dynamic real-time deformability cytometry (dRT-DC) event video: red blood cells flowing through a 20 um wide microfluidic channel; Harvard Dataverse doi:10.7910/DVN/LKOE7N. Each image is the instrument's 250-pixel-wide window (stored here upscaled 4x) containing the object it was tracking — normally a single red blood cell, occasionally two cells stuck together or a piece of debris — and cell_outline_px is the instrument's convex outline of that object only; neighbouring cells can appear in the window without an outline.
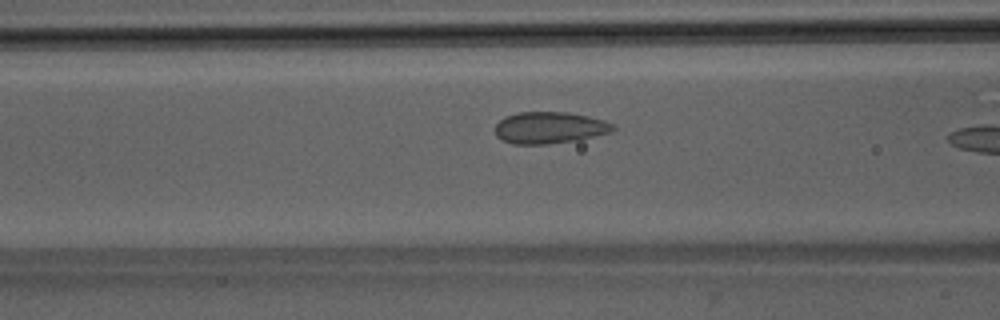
{"species": "Egyptian fruit bat (a non-hibernating species)", "species_latin": "Rousettus aegyptiacus", "temperature_condition": "room temperature", "stored_images_in_passage": 5, "camera_frame_rate_fps": 3000, "um_per_image_px": 0.085, "animal": {"sex": "male"}, "frame": {"image": 1, "passage_image": 4, "time_ms": 1.0, "image_size_px": [1000, 320], "cell_outline_px": [[616, 128], [612, 132], [580, 140], [548, 144], [512, 144], [496, 136], [496, 124], [504, 116], [516, 112], [568, 112], [588, 116], [604, 120], [612, 124]], "centroid_in_image_um": [46.73, 10.85], "position_along_channel_um": 119.9, "area_um2": 21.96}}